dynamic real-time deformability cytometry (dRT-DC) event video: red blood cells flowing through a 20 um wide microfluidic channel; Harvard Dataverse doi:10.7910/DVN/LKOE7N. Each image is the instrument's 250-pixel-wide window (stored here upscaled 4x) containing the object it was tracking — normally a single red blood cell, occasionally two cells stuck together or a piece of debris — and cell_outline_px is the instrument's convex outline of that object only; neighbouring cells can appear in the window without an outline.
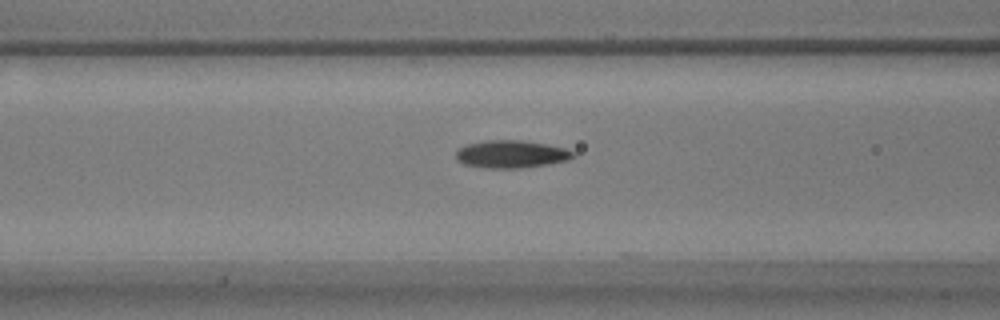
{"species": "common noctule bat (a hibernating species)", "species_latin": "Nyctalus noctula", "temperature_condition": "warm", "stored_images_in_passage": 11, "camera_frame_rate_fps": 3000, "um_per_image_px": 0.085, "animal": {"sex": "male", "body_mass_g": 17.9}, "frame": {"image": 1, "passage_image": 7, "time_ms": 2.0, "image_size_px": [1000, 320], "cell_outline_px": [[576, 156], [568, 160], [548, 164], [520, 168], [484, 168], [464, 164], [456, 160], [456, 152], [460, 148], [468, 144], [484, 140], [520, 140], [544, 144], [564, 148], [576, 152]], "centroid_in_image_um": [43.46, 13.11], "position_along_channel_um": 123.1, "area_um2": 18.84}}
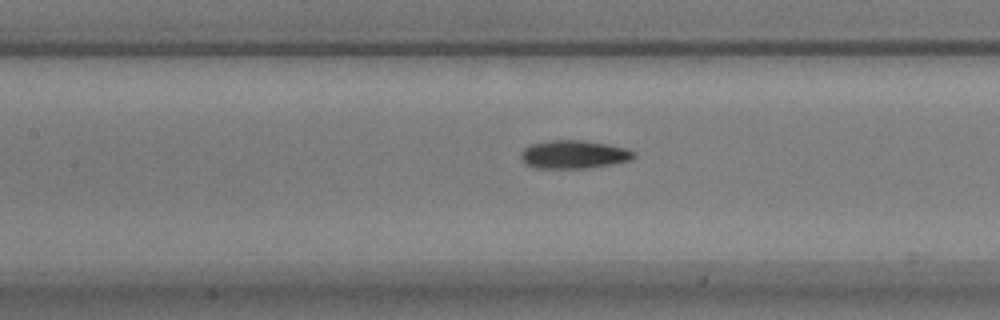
{"frame": {"image": 2, "passage_image": 10, "time_ms": 3.0, "image_size_px": [1000, 320], "cell_outline_px": [[636, 156], [632, 160], [612, 164], [584, 168], [536, 168], [524, 164], [520, 160], [520, 152], [524, 148], [532, 144], [548, 140], [584, 140], [608, 144], [628, 148], [636, 152]], "centroid_in_image_um": [48.78, 13.12], "position_along_channel_um": 158.6, "area_um2": 18.9}}